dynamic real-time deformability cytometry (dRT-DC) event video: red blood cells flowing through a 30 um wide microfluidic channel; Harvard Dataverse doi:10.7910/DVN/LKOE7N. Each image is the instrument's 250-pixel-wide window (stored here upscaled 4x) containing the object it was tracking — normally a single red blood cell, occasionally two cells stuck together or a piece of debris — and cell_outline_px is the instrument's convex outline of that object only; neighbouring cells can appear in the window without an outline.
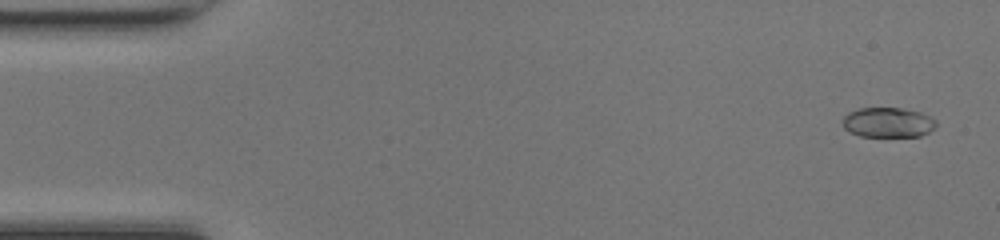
{"species": "common noctule bat (a hibernating species)", "species_latin": "Nyctalus noctula", "temperature_condition": "room temperature", "stored_images_in_passage": 48, "camera_frame_rate_fps": 3000, "um_per_image_px": 0.085, "animal": {"sex": "female", "body_mass_g": 17.0, "forearm_length_mm": 48.0}, "frame": {"image": 1, "passage_image": 2, "time_ms": 0.333, "image_size_px": [1000, 240], "cell_outline_px": [[936, 124], [928, 132], [920, 136], [860, 136], [848, 132], [844, 128], [844, 116], [848, 112], [860, 108], [900, 108], [920, 112], [936, 120]], "centroid_in_image_um": [75.45, 10.41], "position_along_channel_um": 9.6, "area_um2": 16.13}}
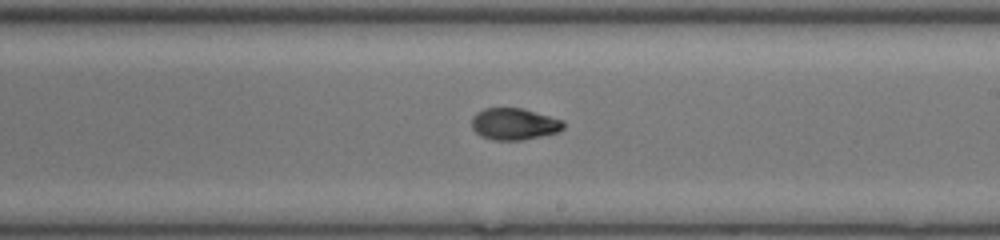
{"frame": {"image": 2, "passage_image": 28, "time_ms": 9.0, "image_size_px": [1000, 240], "cell_outline_px": [[564, 128], [560, 132], [520, 140], [492, 140], [480, 136], [472, 128], [472, 116], [476, 112], [484, 108], [524, 108], [564, 120]], "centroid_in_image_um": [43.71, 10.53], "position_along_channel_um": 245.3, "area_um2": 17.17}}
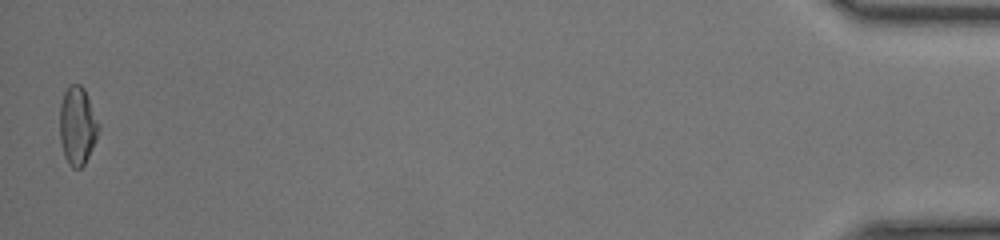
{"frame": {"image": 3, "passage_image": 48, "time_ms": 15.667, "image_size_px": [1000, 240], "cell_outline_px": [[100, 128], [96, 140], [84, 164], [80, 168], [72, 168], [68, 164], [64, 156], [60, 140], [60, 104], [64, 92], [68, 84], [80, 84], [84, 88], [100, 124]], "centroid_in_image_um": [6.58, 10.67], "position_along_channel_um": 428.6, "area_um2": 17.86}, "authors_computed_cell_mechanics": {"area_um2": 16.9643, "velocity_mm_per_s": 4.2885, "shape_relaxation_time_tau1_ms": 8.3287, "shape_relaxation_time_tau2_ms": 1.7897, "deformation_change_tau1": 0.2461, "deformation_change_tau2": 0.0571}}